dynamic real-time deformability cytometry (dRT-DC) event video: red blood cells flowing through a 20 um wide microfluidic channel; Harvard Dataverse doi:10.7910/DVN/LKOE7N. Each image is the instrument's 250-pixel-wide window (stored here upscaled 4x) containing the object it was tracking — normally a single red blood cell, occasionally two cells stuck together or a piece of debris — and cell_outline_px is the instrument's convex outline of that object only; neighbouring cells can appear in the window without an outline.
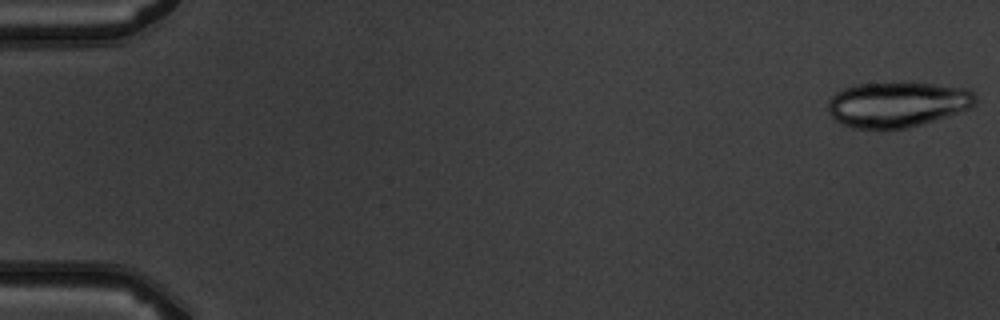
{"species": "common noctule bat (a hibernating species)", "species_latin": "Nyctalus noctula", "temperature_condition": "warm", "stored_images_in_passage": 10, "segment_of_instrument_passage": [1, 2], "camera_frame_rate_fps": 3000, "um_per_image_px": 0.085, "animal": {"sex": "male", "body_mass_g": 19.5, "forearm_length_mm": 54.6}, "frame": {"image": 1, "passage_image": 1, "time_ms": 0.0, "image_size_px": [1000, 320], "cell_outline_px": [[976, 104], [968, 108], [908, 128], [880, 132], [852, 128], [840, 124], [828, 112], [828, 100], [836, 92], [844, 88], [856, 84], [912, 80], [968, 88], [976, 96]], "centroid_in_image_um": [76.22, 8.86], "position_along_channel_um": 8.8, "area_um2": 40.34}}